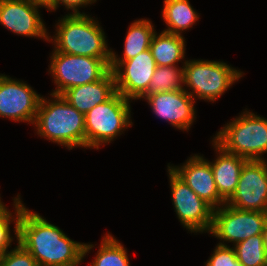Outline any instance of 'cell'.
Masks as SVG:
<instances>
[{"mask_svg":"<svg viewBox=\"0 0 267 266\" xmlns=\"http://www.w3.org/2000/svg\"><path fill=\"white\" fill-rule=\"evenodd\" d=\"M18 234V243L35 258L38 266H79L96 246L70 239L60 227L27 208L22 200Z\"/></svg>","mask_w":267,"mask_h":266,"instance_id":"cell-1","label":"cell"},{"mask_svg":"<svg viewBox=\"0 0 267 266\" xmlns=\"http://www.w3.org/2000/svg\"><path fill=\"white\" fill-rule=\"evenodd\" d=\"M56 22L53 37L50 34L48 37L55 51L111 60L112 48H109L104 29L97 18L87 13H68Z\"/></svg>","mask_w":267,"mask_h":266,"instance_id":"cell-2","label":"cell"},{"mask_svg":"<svg viewBox=\"0 0 267 266\" xmlns=\"http://www.w3.org/2000/svg\"><path fill=\"white\" fill-rule=\"evenodd\" d=\"M41 98L33 124L41 138L68 150L85 148L84 114L71 106L62 95Z\"/></svg>","mask_w":267,"mask_h":266,"instance_id":"cell-3","label":"cell"},{"mask_svg":"<svg viewBox=\"0 0 267 266\" xmlns=\"http://www.w3.org/2000/svg\"><path fill=\"white\" fill-rule=\"evenodd\" d=\"M226 152L246 160H266L267 118L244 109L212 138Z\"/></svg>","mask_w":267,"mask_h":266,"instance_id":"cell-4","label":"cell"},{"mask_svg":"<svg viewBox=\"0 0 267 266\" xmlns=\"http://www.w3.org/2000/svg\"><path fill=\"white\" fill-rule=\"evenodd\" d=\"M117 91L84 115L85 149L108 145L132 127L131 103Z\"/></svg>","mask_w":267,"mask_h":266,"instance_id":"cell-5","label":"cell"},{"mask_svg":"<svg viewBox=\"0 0 267 266\" xmlns=\"http://www.w3.org/2000/svg\"><path fill=\"white\" fill-rule=\"evenodd\" d=\"M183 67L184 89L195 100L211 103L216 102L245 74L226 62L216 60L187 59Z\"/></svg>","mask_w":267,"mask_h":266,"instance_id":"cell-6","label":"cell"},{"mask_svg":"<svg viewBox=\"0 0 267 266\" xmlns=\"http://www.w3.org/2000/svg\"><path fill=\"white\" fill-rule=\"evenodd\" d=\"M50 55L48 72L56 85L50 94L62 95L72 87L96 82L110 71L111 60L70 55L54 49Z\"/></svg>","mask_w":267,"mask_h":266,"instance_id":"cell-7","label":"cell"},{"mask_svg":"<svg viewBox=\"0 0 267 266\" xmlns=\"http://www.w3.org/2000/svg\"><path fill=\"white\" fill-rule=\"evenodd\" d=\"M267 212L245 211L224 204L213 211V223L209 234L220 240L217 244L228 246L254 235L263 234Z\"/></svg>","mask_w":267,"mask_h":266,"instance_id":"cell-8","label":"cell"},{"mask_svg":"<svg viewBox=\"0 0 267 266\" xmlns=\"http://www.w3.org/2000/svg\"><path fill=\"white\" fill-rule=\"evenodd\" d=\"M172 205L182 227L189 233H209L214 208L200 198L169 166H167Z\"/></svg>","mask_w":267,"mask_h":266,"instance_id":"cell-9","label":"cell"},{"mask_svg":"<svg viewBox=\"0 0 267 266\" xmlns=\"http://www.w3.org/2000/svg\"><path fill=\"white\" fill-rule=\"evenodd\" d=\"M41 98L23 80L0 73V118L33 125Z\"/></svg>","mask_w":267,"mask_h":266,"instance_id":"cell-10","label":"cell"},{"mask_svg":"<svg viewBox=\"0 0 267 266\" xmlns=\"http://www.w3.org/2000/svg\"><path fill=\"white\" fill-rule=\"evenodd\" d=\"M226 204L245 211L267 212V159L248 160L243 165L236 190Z\"/></svg>","mask_w":267,"mask_h":266,"instance_id":"cell-11","label":"cell"},{"mask_svg":"<svg viewBox=\"0 0 267 266\" xmlns=\"http://www.w3.org/2000/svg\"><path fill=\"white\" fill-rule=\"evenodd\" d=\"M141 99L148 103L157 118L175 129L188 132L196 122V101L185 89L145 94Z\"/></svg>","mask_w":267,"mask_h":266,"instance_id":"cell-12","label":"cell"},{"mask_svg":"<svg viewBox=\"0 0 267 266\" xmlns=\"http://www.w3.org/2000/svg\"><path fill=\"white\" fill-rule=\"evenodd\" d=\"M156 67L150 49L139 53L134 58L121 62L112 71L116 91L130 101L141 100L148 92Z\"/></svg>","mask_w":267,"mask_h":266,"instance_id":"cell-13","label":"cell"},{"mask_svg":"<svg viewBox=\"0 0 267 266\" xmlns=\"http://www.w3.org/2000/svg\"><path fill=\"white\" fill-rule=\"evenodd\" d=\"M39 8L27 0H0V25L18 36L48 42L49 33Z\"/></svg>","mask_w":267,"mask_h":266,"instance_id":"cell-14","label":"cell"},{"mask_svg":"<svg viewBox=\"0 0 267 266\" xmlns=\"http://www.w3.org/2000/svg\"><path fill=\"white\" fill-rule=\"evenodd\" d=\"M167 166L214 209L226 204L217 191L210 162L203 154H192L180 166L170 163Z\"/></svg>","mask_w":267,"mask_h":266,"instance_id":"cell-15","label":"cell"},{"mask_svg":"<svg viewBox=\"0 0 267 266\" xmlns=\"http://www.w3.org/2000/svg\"><path fill=\"white\" fill-rule=\"evenodd\" d=\"M216 158L210 162L215 185L220 197L227 202L234 194L243 165L248 161L241 156L226 152L213 139Z\"/></svg>","mask_w":267,"mask_h":266,"instance_id":"cell-16","label":"cell"},{"mask_svg":"<svg viewBox=\"0 0 267 266\" xmlns=\"http://www.w3.org/2000/svg\"><path fill=\"white\" fill-rule=\"evenodd\" d=\"M116 92L115 78L110 70L102 79L72 87L62 96L67 102L84 115L98 104L107 101Z\"/></svg>","mask_w":267,"mask_h":266,"instance_id":"cell-17","label":"cell"},{"mask_svg":"<svg viewBox=\"0 0 267 266\" xmlns=\"http://www.w3.org/2000/svg\"><path fill=\"white\" fill-rule=\"evenodd\" d=\"M122 56L112 49L110 70L113 71L121 62L134 58L149 49L156 30L151 19H136L127 28Z\"/></svg>","mask_w":267,"mask_h":266,"instance_id":"cell-18","label":"cell"},{"mask_svg":"<svg viewBox=\"0 0 267 266\" xmlns=\"http://www.w3.org/2000/svg\"><path fill=\"white\" fill-rule=\"evenodd\" d=\"M185 40L184 36L175 35L165 31H161V33L158 34L156 31L149 47L156 65L178 66L180 62L184 65L186 62Z\"/></svg>","mask_w":267,"mask_h":266,"instance_id":"cell-19","label":"cell"},{"mask_svg":"<svg viewBox=\"0 0 267 266\" xmlns=\"http://www.w3.org/2000/svg\"><path fill=\"white\" fill-rule=\"evenodd\" d=\"M162 19L166 24L163 31L183 36L199 21V13L191 6L189 0H164Z\"/></svg>","mask_w":267,"mask_h":266,"instance_id":"cell-20","label":"cell"},{"mask_svg":"<svg viewBox=\"0 0 267 266\" xmlns=\"http://www.w3.org/2000/svg\"><path fill=\"white\" fill-rule=\"evenodd\" d=\"M98 247L89 266H131L127 248L111 233H105Z\"/></svg>","mask_w":267,"mask_h":266,"instance_id":"cell-21","label":"cell"},{"mask_svg":"<svg viewBox=\"0 0 267 266\" xmlns=\"http://www.w3.org/2000/svg\"><path fill=\"white\" fill-rule=\"evenodd\" d=\"M181 66H157L146 94L183 90L184 65Z\"/></svg>","mask_w":267,"mask_h":266,"instance_id":"cell-22","label":"cell"},{"mask_svg":"<svg viewBox=\"0 0 267 266\" xmlns=\"http://www.w3.org/2000/svg\"><path fill=\"white\" fill-rule=\"evenodd\" d=\"M14 211H10L6 206L0 211V255L6 253L11 247V243L15 240L18 242V225L21 217V195L13 198ZM14 214V215H13ZM11 224H14L13 233L11 232ZM14 235V236H12Z\"/></svg>","mask_w":267,"mask_h":266,"instance_id":"cell-23","label":"cell"},{"mask_svg":"<svg viewBox=\"0 0 267 266\" xmlns=\"http://www.w3.org/2000/svg\"><path fill=\"white\" fill-rule=\"evenodd\" d=\"M237 260L242 266H264L267 253L263 234L254 235L232 246Z\"/></svg>","mask_w":267,"mask_h":266,"instance_id":"cell-24","label":"cell"},{"mask_svg":"<svg viewBox=\"0 0 267 266\" xmlns=\"http://www.w3.org/2000/svg\"><path fill=\"white\" fill-rule=\"evenodd\" d=\"M0 266H38L35 258L17 242L14 248L0 255Z\"/></svg>","mask_w":267,"mask_h":266,"instance_id":"cell-25","label":"cell"},{"mask_svg":"<svg viewBox=\"0 0 267 266\" xmlns=\"http://www.w3.org/2000/svg\"><path fill=\"white\" fill-rule=\"evenodd\" d=\"M217 244L205 266H242L237 260L233 247Z\"/></svg>","mask_w":267,"mask_h":266,"instance_id":"cell-26","label":"cell"},{"mask_svg":"<svg viewBox=\"0 0 267 266\" xmlns=\"http://www.w3.org/2000/svg\"><path fill=\"white\" fill-rule=\"evenodd\" d=\"M97 2V0H53V12L56 11L59 6H65V10L72 11L70 14H85L80 12L79 8H86Z\"/></svg>","mask_w":267,"mask_h":266,"instance_id":"cell-27","label":"cell"},{"mask_svg":"<svg viewBox=\"0 0 267 266\" xmlns=\"http://www.w3.org/2000/svg\"><path fill=\"white\" fill-rule=\"evenodd\" d=\"M27 1L33 5L41 7V9L42 7L47 9L51 13L53 11V0H27Z\"/></svg>","mask_w":267,"mask_h":266,"instance_id":"cell-28","label":"cell"},{"mask_svg":"<svg viewBox=\"0 0 267 266\" xmlns=\"http://www.w3.org/2000/svg\"><path fill=\"white\" fill-rule=\"evenodd\" d=\"M263 240H264V248L267 253V223L265 225L264 231H263Z\"/></svg>","mask_w":267,"mask_h":266,"instance_id":"cell-29","label":"cell"},{"mask_svg":"<svg viewBox=\"0 0 267 266\" xmlns=\"http://www.w3.org/2000/svg\"><path fill=\"white\" fill-rule=\"evenodd\" d=\"M1 195V194H0ZM6 205L4 204V202L1 200L0 197V211L5 207Z\"/></svg>","mask_w":267,"mask_h":266,"instance_id":"cell-30","label":"cell"}]
</instances>
